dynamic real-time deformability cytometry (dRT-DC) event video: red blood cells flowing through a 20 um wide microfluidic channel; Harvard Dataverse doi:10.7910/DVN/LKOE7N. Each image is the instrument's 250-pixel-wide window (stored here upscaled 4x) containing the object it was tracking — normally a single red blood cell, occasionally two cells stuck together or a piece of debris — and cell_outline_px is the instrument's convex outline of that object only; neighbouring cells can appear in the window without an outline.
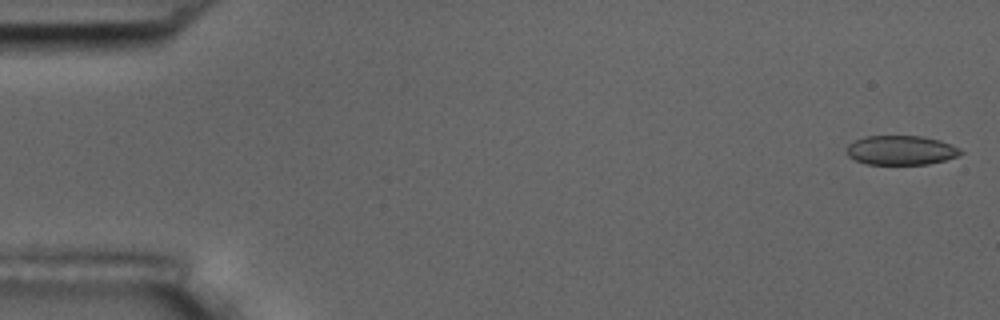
{"species": "common noctule bat (a hibernating species)", "species_latin": "Nyctalus noctula", "temperature_condition": "room temperature", "stored_images_in_passage": 5, "camera_frame_rate_fps": 3000, "um_per_image_px": 0.085, "animal": {"sex": "male", "body_mass_g": 17.5, "forearm_length_mm": 52.3}, "frame": {"image": 1, "passage_image": 1, "time_ms": 0.0, "image_size_px": [1000, 320], "cell_outline_px": [[964, 152], [956, 156], [944, 160], [928, 164], [868, 164], [856, 160], [848, 156], [848, 144], [864, 136], [924, 136], [940, 140], [960, 148]], "centroid_in_image_um": [76.6, 12.76], "position_along_channel_um": 8.4, "area_um2": 19.36}}
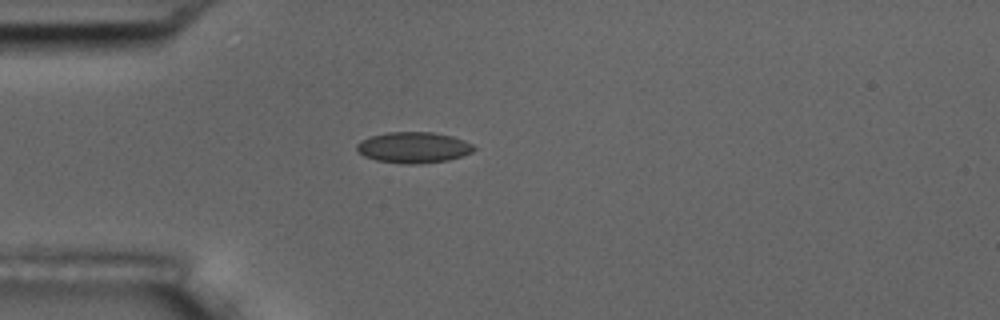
{"frame": {"image": 2, "passage_image": 5, "time_ms": 1.333, "image_size_px": [1000, 320], "cell_outline_px": [[476, 148], [472, 152], [448, 160], [412, 164], [408, 164], [376, 160], [364, 156], [356, 148], [356, 144], [360, 140], [368, 136], [388, 132], [432, 132], [452, 136], [464, 140], [472, 144]], "centroid_in_image_um": [35.12, 12.52], "position_along_channel_um": 49.9, "area_um2": 21.04}}